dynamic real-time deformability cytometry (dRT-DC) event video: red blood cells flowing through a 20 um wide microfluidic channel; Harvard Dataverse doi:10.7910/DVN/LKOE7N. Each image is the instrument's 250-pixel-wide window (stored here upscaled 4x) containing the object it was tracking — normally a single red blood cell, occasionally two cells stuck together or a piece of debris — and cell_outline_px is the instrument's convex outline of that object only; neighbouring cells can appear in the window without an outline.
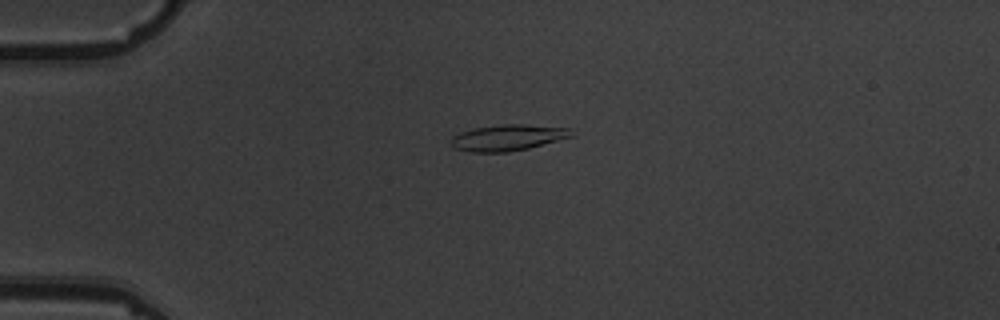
{"species": "common noctule bat (a hibernating species)", "species_latin": "Nyctalus noctula", "temperature_condition": "warm", "stored_images_in_passage": 4, "camera_frame_rate_fps": 3000, "um_per_image_px": 0.085, "animal": {"sex": "male", "body_mass_g": 19.5, "forearm_length_mm": 54.6}, "frame": {"image": 1, "passage_image": 3, "time_ms": 2.333, "image_size_px": [1000, 320], "cell_outline_px": [[572, 136], [528, 148], [508, 152], [472, 152], [456, 148], [452, 144], [452, 136], [460, 132], [476, 128], [504, 124], [524, 124], [572, 128]], "centroid_in_image_um": [43.18, 11.69], "position_along_channel_um": 41.8, "area_um2": 18.03}}